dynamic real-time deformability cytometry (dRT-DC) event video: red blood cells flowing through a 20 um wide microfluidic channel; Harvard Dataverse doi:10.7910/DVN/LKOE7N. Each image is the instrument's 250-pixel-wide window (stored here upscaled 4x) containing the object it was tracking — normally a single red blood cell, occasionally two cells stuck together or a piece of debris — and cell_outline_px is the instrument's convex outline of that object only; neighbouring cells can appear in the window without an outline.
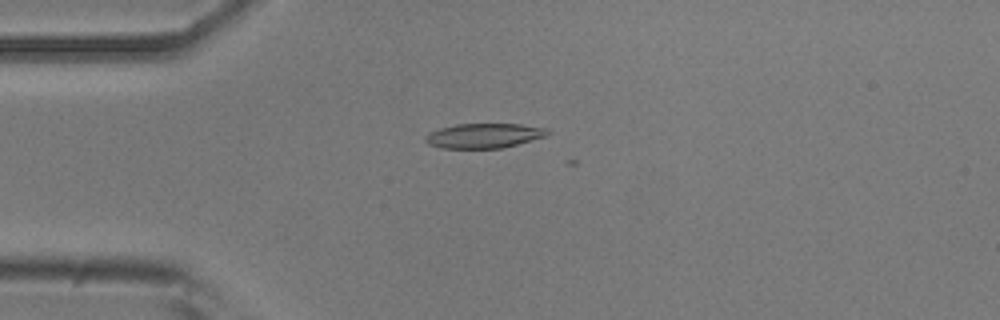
{"species": "common noctule bat (a hibernating species)", "species_latin": "Nyctalus noctula", "temperature_condition": "room temperature", "stored_images_in_passage": 11, "camera_frame_rate_fps": 3000, "um_per_image_px": 0.085, "animal": {"sex": "male", "body_mass_g": 20.5, "forearm_length_mm": 52.5}, "frame": {"image": 1, "passage_image": 6, "time_ms": 1.667, "image_size_px": [1000, 320], "cell_outline_px": [[548, 132], [544, 136], [516, 144], [500, 148], [440, 148], [428, 144], [424, 140], [424, 136], [428, 132], [440, 128], [456, 124], [520, 124], [548, 128]], "centroid_in_image_um": [41.06, 11.53], "position_along_channel_um": 43.9, "area_um2": 17.46}}
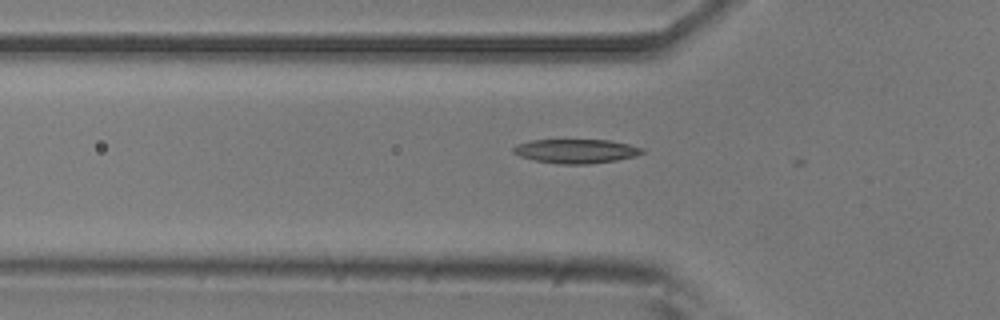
{"frame": {"image": 2, "passage_image": 10, "time_ms": 3.0, "image_size_px": [1000, 320], "cell_outline_px": [[644, 152], [636, 156], [616, 160], [588, 164], [560, 164], [536, 160], [520, 156], [512, 152], [512, 148], [516, 144], [532, 140], [608, 140], [628, 144], [644, 148]], "centroid_in_image_um": [48.96, 12.84], "position_along_channel_um": 76.8, "area_um2": 18.03}}